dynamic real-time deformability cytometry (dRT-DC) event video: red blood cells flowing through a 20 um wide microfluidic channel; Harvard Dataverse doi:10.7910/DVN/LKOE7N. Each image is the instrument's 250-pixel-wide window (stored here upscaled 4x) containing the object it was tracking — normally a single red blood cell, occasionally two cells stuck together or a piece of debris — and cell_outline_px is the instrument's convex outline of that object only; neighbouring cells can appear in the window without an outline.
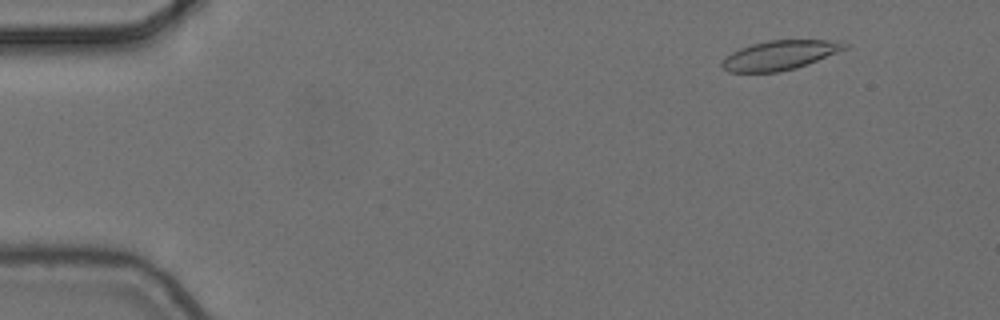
{"species": "common noctule bat (a hibernating species)", "species_latin": "Nyctalus noctula", "temperature_condition": "cold", "stored_images_in_passage": 4, "camera_frame_rate_fps": 3000, "um_per_image_px": 0.085, "animal": {"sex": "female", "body_mass_g": 24.6, "forearm_length_mm": 56.2}, "frame": {"image": 1, "passage_image": 2, "time_ms": 0.333, "image_size_px": [1000, 320], "cell_outline_px": [[848, 48], [808, 64], [796, 68], [780, 72], [728, 72], [720, 68], [720, 64], [732, 52], [740, 48], [752, 44], [768, 40], [840, 40], [848, 44]], "centroid_in_image_um": [66.3, 4.69], "position_along_channel_um": 18.7, "area_um2": 21.1}}
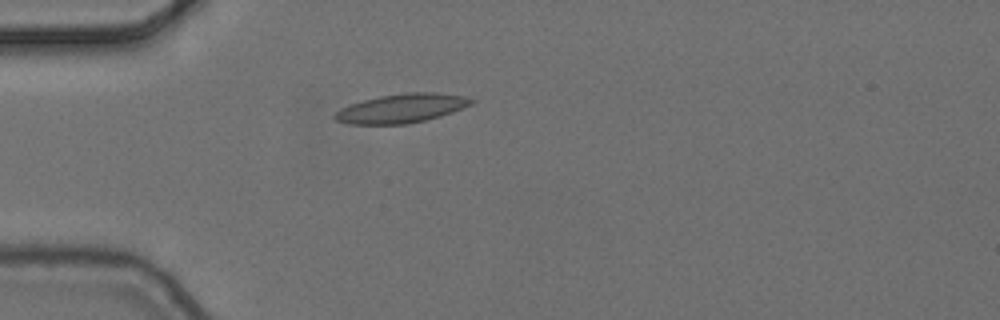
{"frame": {"image": 2, "passage_image": 4, "time_ms": 1.0, "image_size_px": [1000, 320], "cell_outline_px": [[476, 100], [472, 104], [452, 112], [440, 116], [408, 124], [348, 124], [336, 120], [332, 116], [340, 108], [364, 100], [380, 96], [404, 92], [436, 92], [464, 96]], "centroid_in_image_um": [34.14, 9.2], "position_along_channel_um": 50.9, "area_um2": 23.0}}